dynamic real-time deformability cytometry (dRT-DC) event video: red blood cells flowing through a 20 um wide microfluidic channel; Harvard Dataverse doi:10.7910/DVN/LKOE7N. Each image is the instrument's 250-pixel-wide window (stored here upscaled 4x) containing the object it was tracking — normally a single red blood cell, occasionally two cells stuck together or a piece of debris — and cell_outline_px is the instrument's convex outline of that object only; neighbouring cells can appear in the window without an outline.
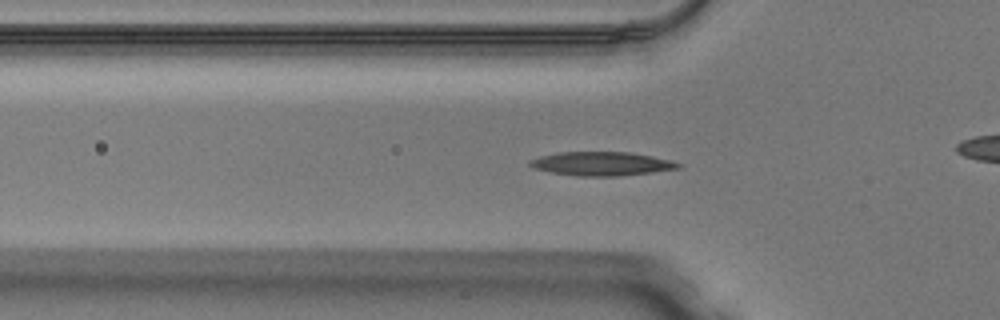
{"species": "Egyptian fruit bat (a non-hibernating species)", "species_latin": "Rousettus aegyptiacus", "temperature_condition": "warm", "stored_images_in_passage": 49, "camera_frame_rate_fps": 3000, "um_per_image_px": 0.085, "animal": {"sex": "male"}, "frame": {"image": 1, "passage_image": 15, "time_ms": 4.667, "image_size_px": [1000, 320], "cell_outline_px": [[684, 168], [620, 176], [576, 176], [552, 172], [532, 168], [528, 164], [528, 160], [540, 156], [560, 152], [628, 152], [652, 156], [672, 160], [684, 164]], "centroid_in_image_um": [51.18, 13.92], "position_along_channel_um": 74.6, "area_um2": 20.81}}
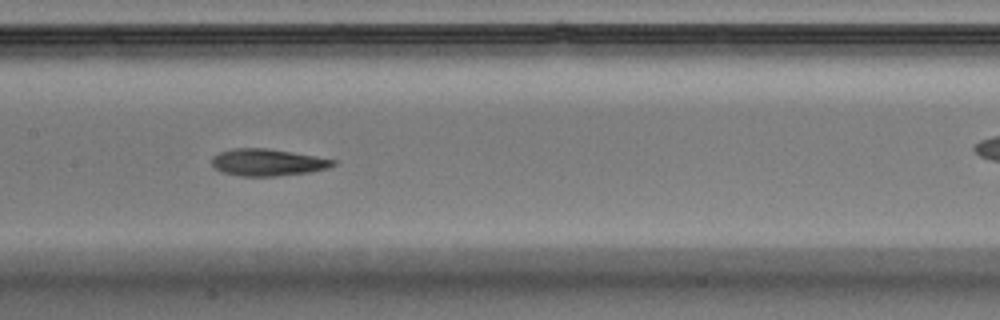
{"frame": {"image": 2, "passage_image": 23, "time_ms": 7.333, "image_size_px": [1000, 320], "cell_outline_px": [[336, 164], [328, 168], [308, 172], [276, 176], [240, 176], [224, 172], [216, 168], [212, 164], [212, 156], [220, 152], [232, 148], [268, 148], [316, 156], [336, 160]], "centroid_in_image_um": [22.75, 13.79], "position_along_channel_um": 184.6, "area_um2": 18.96}}
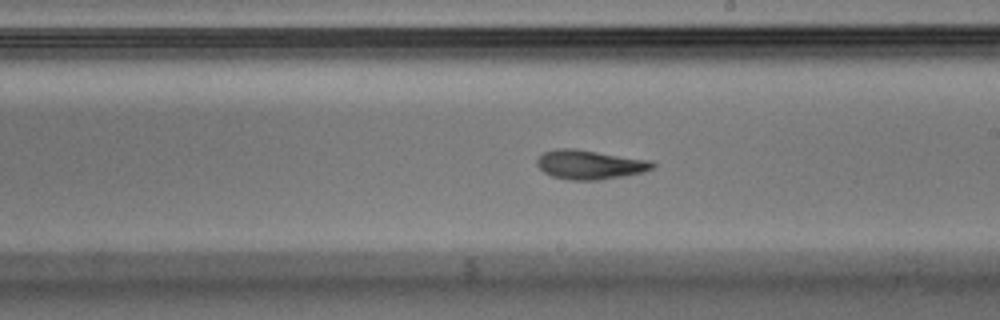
{"frame": {"image": 3, "passage_image": 27, "time_ms": 8.667, "image_size_px": [1000, 320], "cell_outline_px": [[656, 168], [644, 172], [624, 176], [596, 180], [572, 180], [552, 176], [544, 172], [536, 164], [536, 160], [544, 152], [556, 148], [576, 148], [652, 160], [656, 164]], "centroid_in_image_um": [50.18, 13.98], "position_along_channel_um": 238.8, "area_um2": 19.94}, "authors_computed_cell_mechanics": {"area_um2": 19.5364, "velocity_mm_per_s": 4.0843, "shape_relaxation_time_tau1_ms": 3.9294, "shape_relaxation_time_tau2_ms": 2.4169, "deformation_change_tau1": 0.1799, "deformation_change_tau2": 0.0952}}